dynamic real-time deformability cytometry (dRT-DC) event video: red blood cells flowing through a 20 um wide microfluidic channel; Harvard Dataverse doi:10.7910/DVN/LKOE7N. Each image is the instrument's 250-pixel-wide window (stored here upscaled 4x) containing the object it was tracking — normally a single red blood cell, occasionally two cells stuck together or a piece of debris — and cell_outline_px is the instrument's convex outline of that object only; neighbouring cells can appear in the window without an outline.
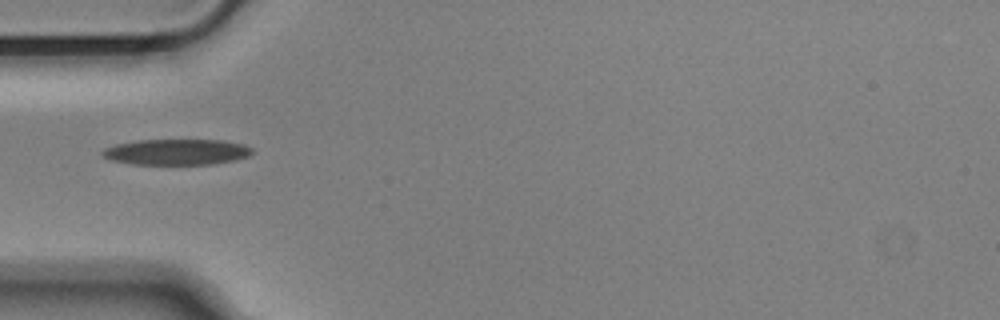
{"species": "Egyptian fruit bat (a non-hibernating species)", "species_latin": "Rousettus aegyptiacus", "temperature_condition": "cold", "stored_images_in_passage": 35, "camera_frame_rate_fps": 3000, "um_per_image_px": 0.085, "animal": {"sex": "male"}, "frame": {"image": 1, "passage_image": 1, "time_ms": 0.0, "image_size_px": [1000, 320], "cell_outline_px": [[252, 152], [248, 156], [236, 160], [212, 164], [132, 164], [112, 160], [104, 156], [100, 152], [104, 148], [116, 144], [136, 140], [220, 140], [244, 144], [252, 148]], "centroid_in_image_um": [15.01, 12.91], "position_along_channel_um": 70.0, "area_um2": 22.48}}
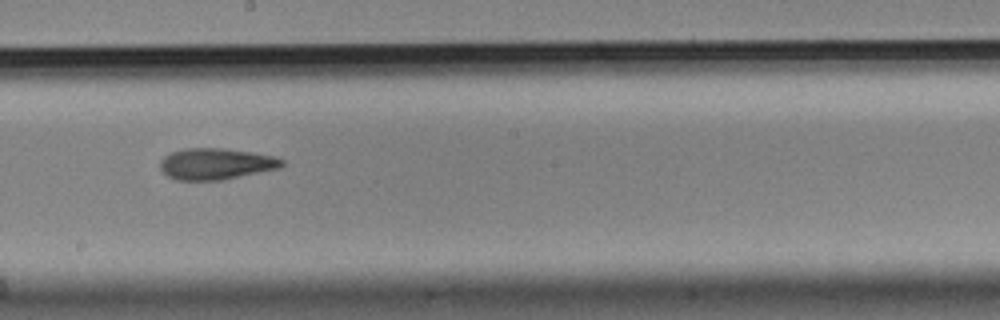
{"frame": {"image": 2, "passage_image": 14, "time_ms": 4.333, "image_size_px": [1000, 320], "cell_outline_px": [[284, 164], [280, 168], [224, 180], [176, 180], [168, 176], [160, 168], [160, 160], [164, 156], [172, 152], [184, 148], [224, 148], [252, 152], [272, 156], [284, 160]], "centroid_in_image_um": [18.35, 13.93], "position_along_channel_um": 229.8, "area_um2": 22.31}}
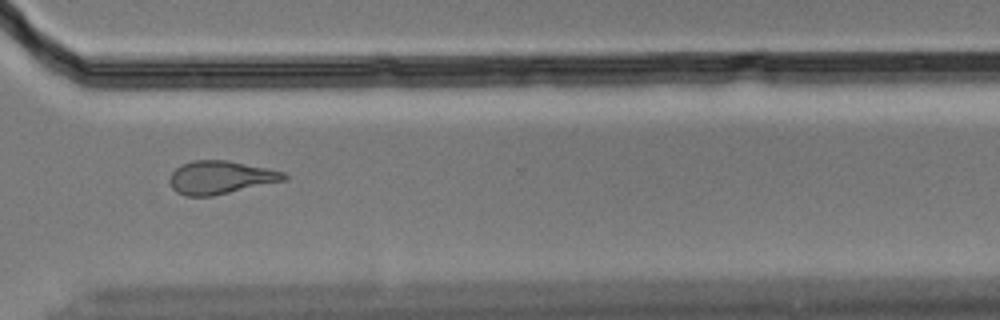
{"frame": {"image": 3, "passage_image": 24, "time_ms": 7.667, "image_size_px": [1000, 320], "cell_outline_px": [[288, 180], [212, 196], [184, 196], [176, 192], [172, 188], [168, 180], [172, 172], [176, 168], [192, 160], [228, 160], [268, 168], [284, 172], [288, 176]], "centroid_in_image_um": [18.76, 15.09], "position_along_channel_um": 351.8, "area_um2": 22.25}, "authors_computed_cell_mechanics": {"area_um2": 22.4842, "velocity_mm_per_s": 3.668, "shape_relaxation_time_tau1_ms": 7.8222, "shape_relaxation_time_tau2_ms": 3.0111, "deformation_change_tau1": 0.183, "deformation_change_tau2": 0.1159}}